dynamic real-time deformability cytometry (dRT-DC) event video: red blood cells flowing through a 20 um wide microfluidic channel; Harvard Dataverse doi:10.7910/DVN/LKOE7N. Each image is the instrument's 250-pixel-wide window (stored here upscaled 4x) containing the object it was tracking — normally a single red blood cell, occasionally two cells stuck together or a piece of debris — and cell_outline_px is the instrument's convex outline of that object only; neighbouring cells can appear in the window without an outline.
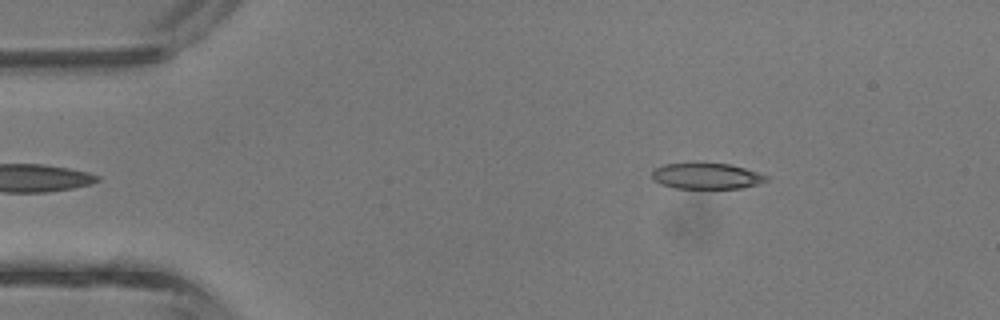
{"species": "common noctule bat (a hibernating species)", "species_latin": "Nyctalus noctula", "temperature_condition": "room temperature", "stored_images_in_passage": 3, "camera_frame_rate_fps": 3000, "um_per_image_px": 0.085, "animal": {"sex": "male", "body_mass_g": 13.3}, "frame": {"image": 1, "passage_image": 3, "time_ms": 0.667, "image_size_px": [1000, 320], "cell_outline_px": [[768, 180], [760, 184], [740, 188], [676, 188], [660, 184], [652, 176], [652, 172], [656, 168], [664, 164], [692, 160], [696, 160], [732, 164], [768, 176]], "centroid_in_image_um": [60.04, 14.91], "position_along_channel_um": 25.0, "area_um2": 17.98}}